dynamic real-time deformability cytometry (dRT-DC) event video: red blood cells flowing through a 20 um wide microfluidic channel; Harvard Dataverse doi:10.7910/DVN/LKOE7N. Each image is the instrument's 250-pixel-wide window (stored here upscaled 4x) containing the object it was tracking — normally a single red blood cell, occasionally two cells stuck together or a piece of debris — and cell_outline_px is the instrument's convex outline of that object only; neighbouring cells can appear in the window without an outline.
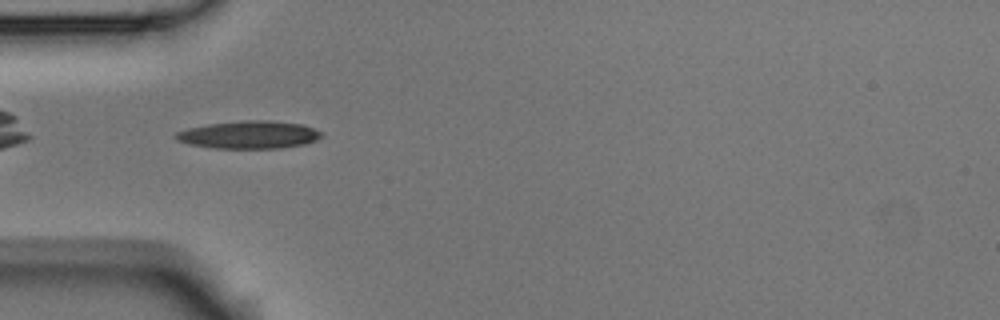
{"species": "Egyptian fruit bat (a non-hibernating species)", "species_latin": "Rousettus aegyptiacus", "temperature_condition": "room temperature", "stored_images_in_passage": 3, "camera_frame_rate_fps": 3000, "um_per_image_px": 0.085, "animal": {"sex": "male"}, "frame": {"image": 1, "passage_image": 1, "time_ms": 0.0, "image_size_px": [1000, 320], "cell_outline_px": [[324, 136], [316, 140], [304, 144], [280, 148], [212, 148], [188, 144], [176, 140], [172, 136], [176, 132], [188, 128], [208, 124], [244, 120], [268, 120], [304, 124], [324, 132]], "centroid_in_image_um": [21.18, 11.45], "position_along_channel_um": 63.8, "area_um2": 23.81}}
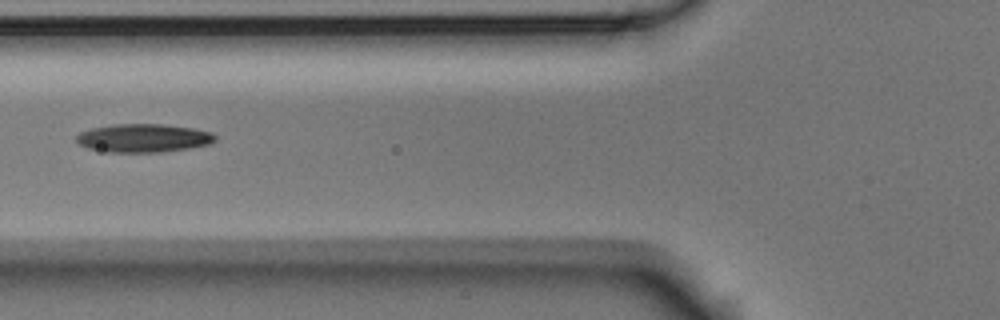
{"frame": {"image": 2, "passage_image": 2, "time_ms": 0.333, "image_size_px": [1000, 320], "cell_outline_px": [[216, 140], [208, 144], [188, 148], [160, 152], [108, 152], [88, 148], [80, 144], [76, 140], [76, 136], [80, 132], [92, 128], [112, 124], [164, 124], [196, 128], [212, 132], [216, 136]], "centroid_in_image_um": [12.21, 11.72], "position_along_channel_um": 113.6, "area_um2": 23.0}}
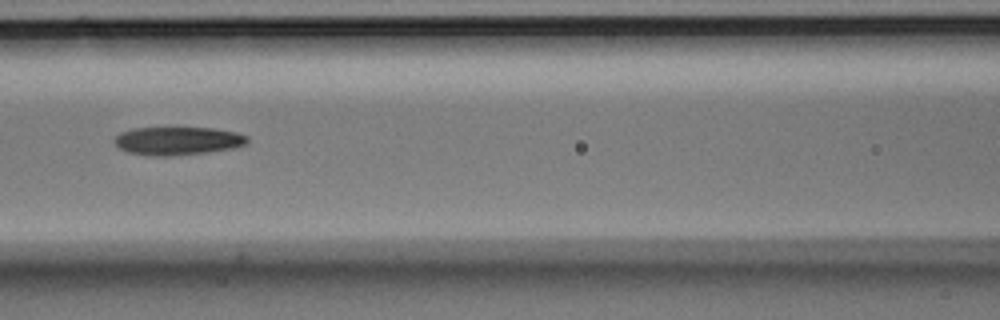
{"frame": {"image": 3, "passage_image": 3, "time_ms": 0.667, "image_size_px": [1000, 320], "cell_outline_px": [[248, 140], [244, 144], [232, 148], [208, 152], [172, 156], [156, 156], [128, 152], [120, 148], [112, 140], [120, 132], [132, 128], [212, 128], [236, 132], [248, 136]], "centroid_in_image_um": [15.08, 11.97], "position_along_channel_um": 151.5, "area_um2": 21.73}}